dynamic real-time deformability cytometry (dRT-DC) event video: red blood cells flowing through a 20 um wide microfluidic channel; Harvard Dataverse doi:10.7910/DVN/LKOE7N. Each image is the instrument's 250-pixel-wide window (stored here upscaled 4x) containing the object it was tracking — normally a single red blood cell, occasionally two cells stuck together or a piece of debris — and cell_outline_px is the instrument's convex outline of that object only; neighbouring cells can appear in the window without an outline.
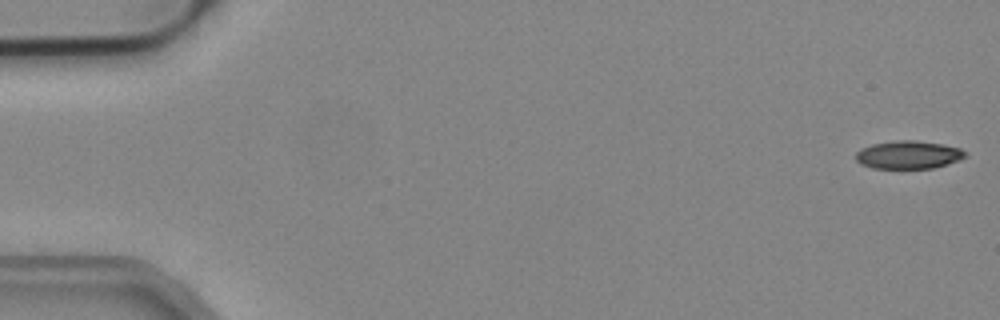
{"species": "common noctule bat (a hibernating species)", "species_latin": "Nyctalus noctula", "temperature_condition": "cold", "stored_images_in_passage": 10, "camera_frame_rate_fps": 3000, "um_per_image_px": 0.085, "animal": {"sex": "male", "body_mass_g": 19.2, "forearm_length_mm": 51.8}, "frame": {"image": 1, "passage_image": 1, "time_ms": 0.0, "image_size_px": [1000, 320], "cell_outline_px": [[968, 156], [932, 168], [872, 168], [860, 164], [856, 160], [856, 152], [860, 148], [872, 144], [896, 140], [916, 140], [940, 144], [960, 148], [968, 152]], "centroid_in_image_um": [77.18, 13.15], "position_along_channel_um": 7.8, "area_um2": 17.8}}